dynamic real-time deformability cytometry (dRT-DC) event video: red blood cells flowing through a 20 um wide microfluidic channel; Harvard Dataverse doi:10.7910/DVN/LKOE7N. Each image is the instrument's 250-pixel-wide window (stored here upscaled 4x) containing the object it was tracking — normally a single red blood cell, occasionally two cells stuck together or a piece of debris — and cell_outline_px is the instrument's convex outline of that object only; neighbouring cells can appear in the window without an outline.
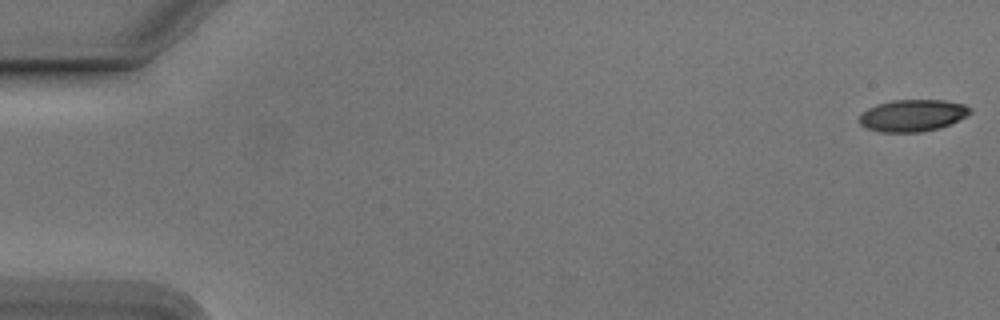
{"species": "Egyptian fruit bat (a non-hibernating species)", "species_latin": "Rousettus aegyptiacus", "temperature_condition": "cold", "stored_images_in_passage": 54, "camera_frame_rate_fps": 3000, "um_per_image_px": 0.085, "animal": {"sex": "male"}, "frame": {"image": 1, "passage_image": 1, "time_ms": 0.0, "image_size_px": [1000, 320], "cell_outline_px": [[972, 112], [948, 124], [936, 128], [920, 132], [880, 132], [868, 128], [860, 124], [860, 116], [868, 108], [876, 104], [892, 100], [944, 100], [964, 104], [972, 108]], "centroid_in_image_um": [77.56, 9.8], "position_along_channel_um": 7.4, "area_um2": 20.29}}
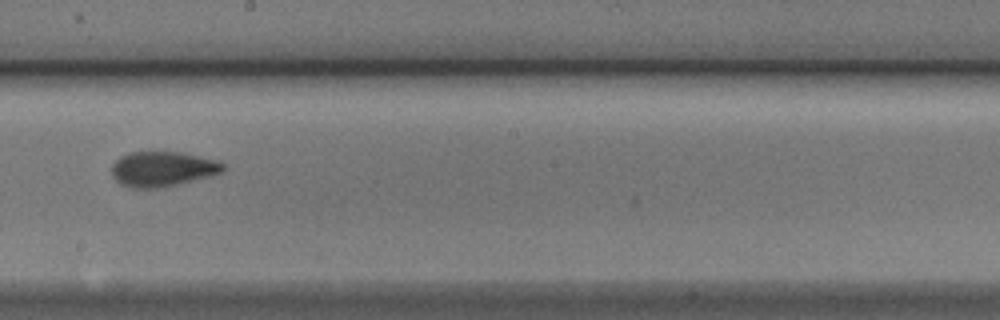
{"frame": {"image": 2, "passage_image": 31, "time_ms": 10.0, "image_size_px": [1000, 320], "cell_outline_px": [[224, 172], [164, 188], [132, 188], [120, 184], [112, 176], [112, 164], [120, 156], [128, 152], [152, 148], [180, 152], [220, 160], [224, 164]], "centroid_in_image_um": [13.8, 14.31], "position_along_channel_um": 234.4, "area_um2": 23.76}}
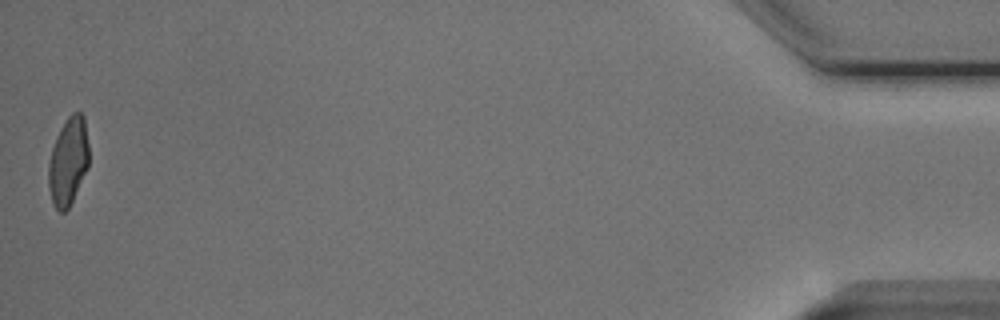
{"frame": {"image": 3, "passage_image": 54, "time_ms": 17.667, "image_size_px": [1000, 320], "cell_outline_px": [[88, 168], [68, 208], [64, 212], [60, 212], [56, 208], [52, 200], [48, 188], [48, 164], [52, 148], [56, 136], [60, 128], [68, 116], [72, 112], [80, 112], [84, 116], [88, 144]], "centroid_in_image_um": [5.79, 13.69], "position_along_channel_um": 429.4, "area_um2": 20.63}, "authors_computed_cell_mechanics": {"area_um2": 21.5305, "velocity_mm_per_s": 3.7949, "shape_relaxation_time_tau1_ms": 5.1392, "shape_relaxation_time_tau2_ms": 1.4009, "deformation_change_tau1": 0.1527, "deformation_change_tau2": 0.0806}}